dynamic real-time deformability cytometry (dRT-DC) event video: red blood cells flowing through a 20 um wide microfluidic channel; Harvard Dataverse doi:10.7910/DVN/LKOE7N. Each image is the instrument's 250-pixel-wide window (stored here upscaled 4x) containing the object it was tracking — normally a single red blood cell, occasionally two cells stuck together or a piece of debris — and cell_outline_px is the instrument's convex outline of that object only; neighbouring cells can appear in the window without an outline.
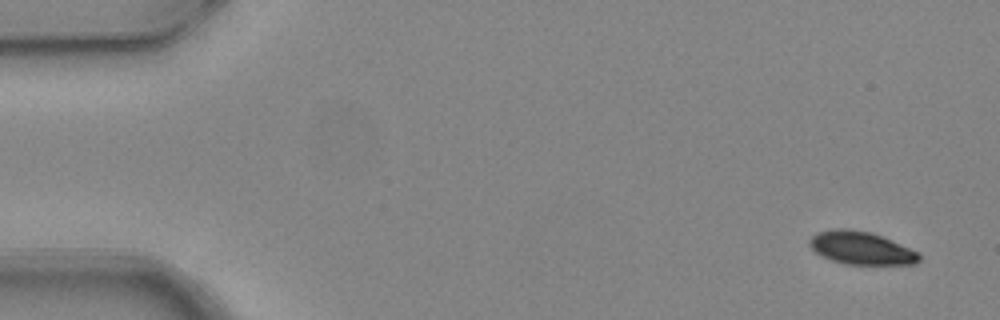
{"species": "common noctule bat (a hibernating species)", "species_latin": "Nyctalus noctula", "temperature_condition": "warm", "stored_images_in_passage": 4, "camera_frame_rate_fps": 3000, "um_per_image_px": 0.085, "animal": {"sex": "female", "body_mass_g": 24.6, "forearm_length_mm": 56.2}, "frame": {"image": 1, "passage_image": 1, "time_ms": 0.0, "image_size_px": [1000, 320], "cell_outline_px": [[920, 260], [916, 264], [844, 264], [820, 256], [808, 244], [808, 240], [816, 232], [832, 228], [848, 228], [872, 232], [920, 252]], "centroid_in_image_um": [73.18, 21.07], "position_along_channel_um": 11.8, "area_um2": 21.27}}
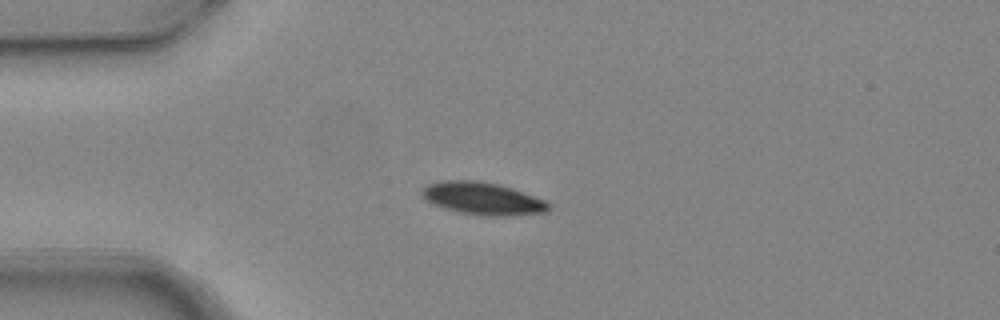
{"frame": {"image": 2, "passage_image": 4, "time_ms": 1.0, "image_size_px": [1000, 320], "cell_outline_px": [[548, 208], [544, 212], [508, 216], [488, 216], [460, 212], [444, 208], [432, 204], [420, 192], [428, 184], [440, 180], [480, 180], [500, 184], [548, 200]], "centroid_in_image_um": [41.04, 16.86], "position_along_channel_um": 44.0, "area_um2": 23.99}}